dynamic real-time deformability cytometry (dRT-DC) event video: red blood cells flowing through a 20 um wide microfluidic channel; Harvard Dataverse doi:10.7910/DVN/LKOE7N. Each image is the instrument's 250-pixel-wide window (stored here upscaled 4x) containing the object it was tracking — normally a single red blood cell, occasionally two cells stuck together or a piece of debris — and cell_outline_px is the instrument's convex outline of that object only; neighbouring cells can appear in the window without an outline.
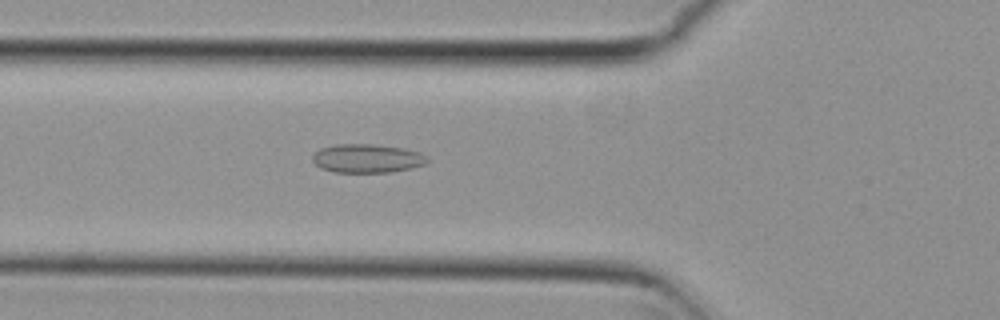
{"species": "common noctule bat (a hibernating species)", "species_latin": "Nyctalus noctula", "temperature_condition": "cold", "stored_images_in_passage": 55, "camera_frame_rate_fps": 3000, "um_per_image_px": 0.085, "animal": {"sex": "female", "body_mass_g": 29.2, "forearm_length_mm": 56.3}, "frame": {"image": 1, "passage_image": 19, "time_ms": 6.0, "image_size_px": [1000, 320], "cell_outline_px": [[428, 164], [412, 168], [392, 172], [336, 172], [320, 168], [312, 160], [312, 156], [320, 148], [336, 144], [372, 144], [404, 148], [420, 152], [428, 156]], "centroid_in_image_um": [31.25, 13.46], "position_along_channel_um": 94.6, "area_um2": 19.36}}
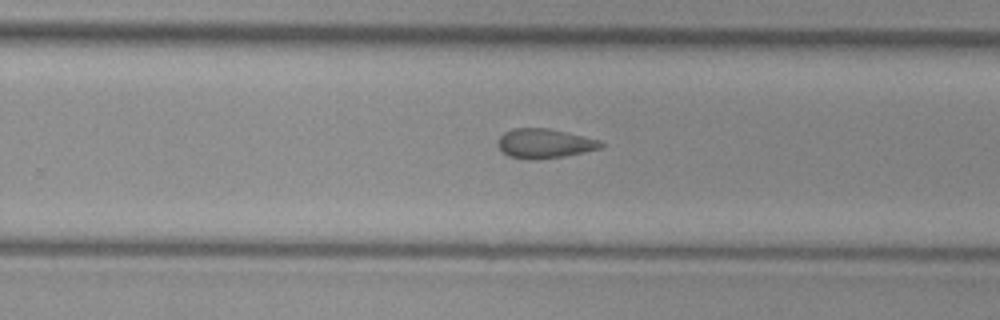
{"frame": {"image": 2, "passage_image": 34, "time_ms": 11.0, "image_size_px": [1000, 320], "cell_outline_px": [[604, 144], [600, 148], [584, 152], [564, 156], [528, 160], [508, 156], [496, 144], [496, 140], [504, 132], [512, 128], [548, 128], [568, 132], [600, 140]], "centroid_in_image_um": [46.25, 12.18], "position_along_channel_um": 283.5, "area_um2": 17.74}}
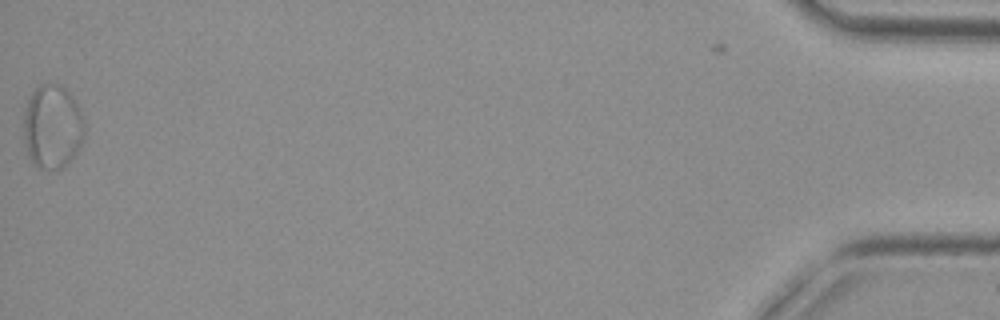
{"frame": {"image": 3, "passage_image": 54, "time_ms": 17.667, "image_size_px": [1000, 320], "cell_outline_px": [[84, 136], [76, 152], [60, 168], [40, 168], [32, 160], [28, 152], [24, 140], [24, 112], [28, 100], [32, 92], [40, 84], [60, 84], [72, 96], [84, 120]], "centroid_in_image_um": [4.44, 10.73], "position_along_channel_um": 430.8, "area_um2": 29.07}, "authors_computed_cell_mechanics": {"area_um2": 19.8832, "velocity_mm_per_s": 3.7715, "shape_relaxation_time_tau1_ms": null, "shape_relaxation_time_tau2_ms": 4.7797, "deformation_change_tau1": null, "deformation_change_tau2": 0.1073}}